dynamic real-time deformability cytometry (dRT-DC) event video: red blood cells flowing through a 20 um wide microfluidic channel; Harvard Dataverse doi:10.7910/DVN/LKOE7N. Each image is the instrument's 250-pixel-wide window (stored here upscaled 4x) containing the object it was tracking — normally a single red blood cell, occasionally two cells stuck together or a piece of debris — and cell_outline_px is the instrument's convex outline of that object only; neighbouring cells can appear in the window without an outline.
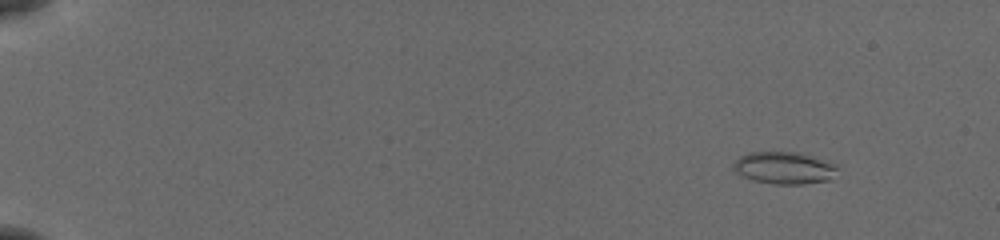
{"species": "common noctule bat (a hibernating species)", "species_latin": "Nyctalus noctula", "temperature_condition": "cold", "stored_images_in_passage": 54, "camera_frame_rate_fps": 3000, "um_per_image_px": 0.085, "animal": {"sex": "female", "body_mass_g": 19.5, "forearm_length_mm": 54.1}, "frame": {"image": 1, "passage_image": 5, "time_ms": 1.333, "image_size_px": [1000, 240], "cell_outline_px": [[840, 168], [828, 180], [804, 184], [776, 184], [752, 180], [732, 172], [732, 164], [740, 156], [748, 152], [800, 152], [836, 164]], "centroid_in_image_um": [66.62, 14.27], "position_along_channel_um": 18.4, "area_um2": 19.71}}
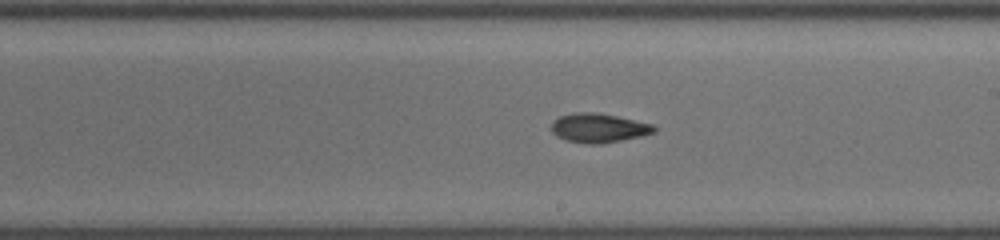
{"frame": {"image": 2, "passage_image": 33, "time_ms": 10.667, "image_size_px": [1000, 240], "cell_outline_px": [[656, 132], [640, 136], [600, 144], [588, 144], [568, 140], [556, 136], [552, 132], [552, 120], [560, 116], [572, 112], [600, 112], [656, 124]], "centroid_in_image_um": [50.91, 10.85], "position_along_channel_um": 238.1, "area_um2": 17.69}}
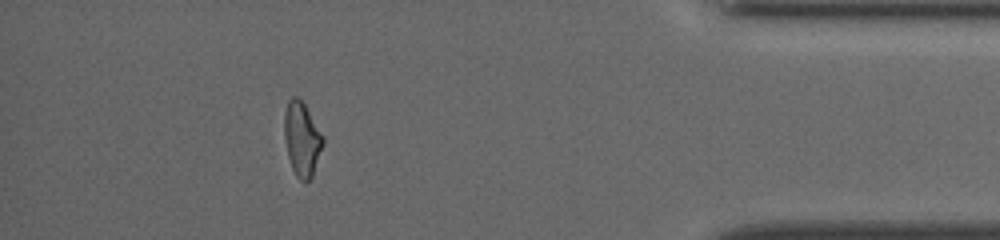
{"frame": {"image": 3, "passage_image": 49, "time_ms": 16.0, "image_size_px": [1000, 240], "cell_outline_px": [[324, 144], [312, 176], [308, 180], [300, 180], [296, 176], [292, 168], [288, 156], [284, 136], [284, 112], [288, 100], [292, 96], [296, 96], [304, 104], [324, 136]], "centroid_in_image_um": [25.66, 11.8], "position_along_channel_um": 409.5, "area_um2": 16.65}, "authors_computed_cell_mechanics": {"area_um2": 17.2244, "velocity_mm_per_s": 3.9113, "shape_relaxation_time_tau1_ms": 7.4079, "shape_relaxation_time_tau2_ms": null, "deformation_change_tau1": 0.1955, "deformation_change_tau2": null}}